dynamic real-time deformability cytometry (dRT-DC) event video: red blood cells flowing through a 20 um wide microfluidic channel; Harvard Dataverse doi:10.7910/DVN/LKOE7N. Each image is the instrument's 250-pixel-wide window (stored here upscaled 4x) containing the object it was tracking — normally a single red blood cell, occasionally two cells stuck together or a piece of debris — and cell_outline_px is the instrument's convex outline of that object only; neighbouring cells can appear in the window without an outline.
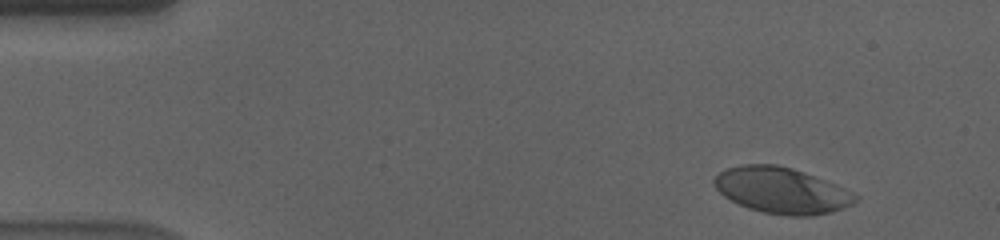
{"species": "human", "species_latin": "Homo sapiens", "temperature_condition": "cold", "stored_images_in_passage": 55, "camera_frame_rate_fps": 3000, "um_per_image_px": 0.085, "donor": {"sex": "male"}, "frame": {"image": 1, "passage_image": 4, "time_ms": 1.0, "image_size_px": [1000, 240], "cell_outline_px": [[860, 196], [852, 204], [844, 208], [832, 212], [812, 216], [788, 216], [764, 212], [748, 208], [724, 196], [712, 184], [712, 180], [720, 172], [728, 168], [744, 164], [776, 164], [792, 168], [804, 172], [836, 184]], "centroid_in_image_um": [66.45, 16.19], "position_along_channel_um": 18.5, "area_um2": 37.8}}
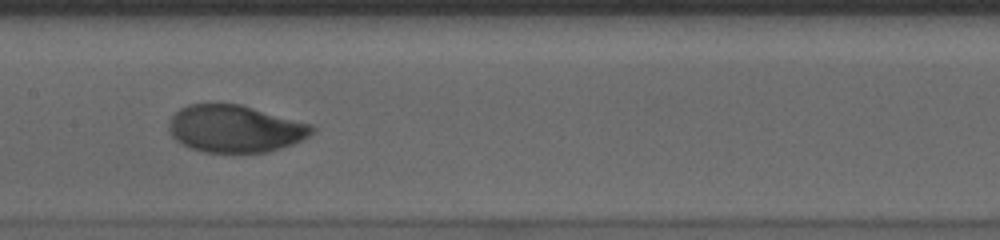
{"frame": {"image": 2, "passage_image": 27, "time_ms": 8.667, "image_size_px": [1000, 240], "cell_outline_px": [[316, 132], [292, 144], [268, 152], [232, 156], [204, 152], [192, 148], [176, 140], [172, 136], [168, 128], [168, 124], [172, 116], [180, 108], [188, 104], [240, 104], [312, 124], [316, 128]], "centroid_in_image_um": [19.99, 10.98], "position_along_channel_um": 187.4, "area_um2": 40.17}}
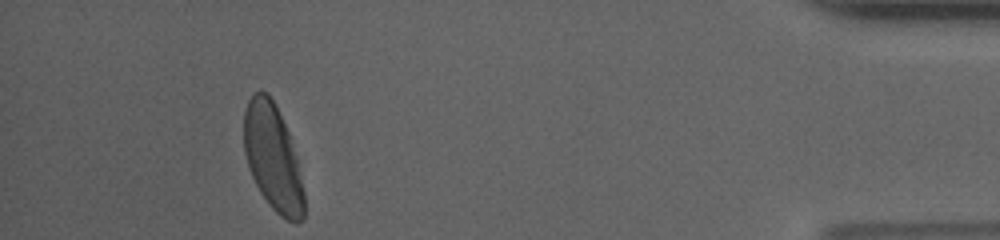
{"frame": {"image": 3, "passage_image": 51, "time_ms": 16.667, "image_size_px": [1000, 240], "cell_outline_px": [[304, 220], [296, 224], [280, 216], [272, 208], [260, 192], [252, 176], [244, 152], [244, 108], [248, 100], [260, 88], [268, 92], [276, 104], [288, 132], [296, 156], [304, 192]], "centroid_in_image_um": [23.19, 13.38], "position_along_channel_um": 412.0, "area_um2": 37.34}, "authors_computed_cell_mechanics": {"area_um2": 39.1306, "velocity_mm_per_s": 3.5385, "shape_relaxation_time_tau1_ms": 3.7951, "shape_relaxation_time_tau2_ms": null, "deformation_change_tau1": 0.1558, "deformation_change_tau2": null}}